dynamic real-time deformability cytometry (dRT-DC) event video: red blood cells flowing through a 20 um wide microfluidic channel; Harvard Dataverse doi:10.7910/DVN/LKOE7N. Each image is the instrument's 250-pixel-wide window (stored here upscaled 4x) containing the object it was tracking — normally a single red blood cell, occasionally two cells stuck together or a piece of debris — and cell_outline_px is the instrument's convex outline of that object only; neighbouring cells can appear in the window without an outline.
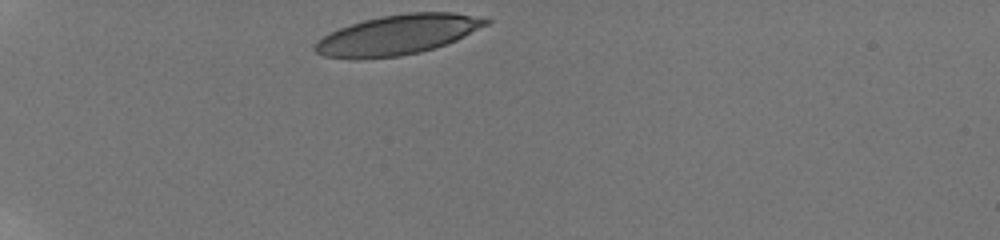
{"species": "human", "species_latin": "Homo sapiens", "temperature_condition": "room temperature", "stored_images_in_passage": 8, "camera_frame_rate_fps": 3000, "um_per_image_px": 0.085, "donor": {"sex": "male"}, "frame": {"image": 1, "passage_image": 1, "time_ms": 0.0, "image_size_px": [1000, 240], "cell_outline_px": [[492, 20], [488, 24], [456, 40], [436, 48], [420, 52], [400, 56], [360, 60], [352, 60], [324, 56], [316, 52], [312, 48], [324, 36], [340, 28], [364, 20], [384, 16], [408, 12], [452, 12], [488, 16]], "centroid_in_image_um": [33.86, 2.96], "position_along_channel_um": 51.1, "area_um2": 40.0}}
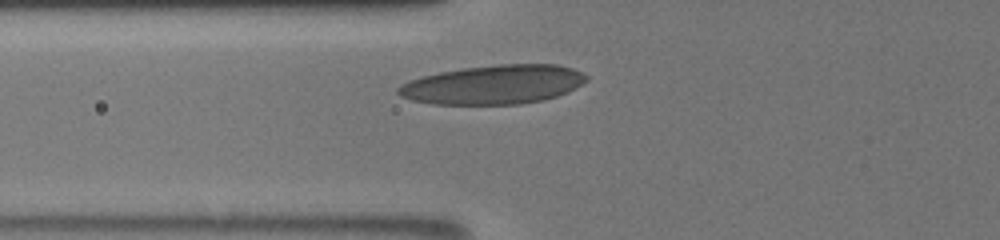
{"frame": {"image": 2, "passage_image": 7, "time_ms": 2.0, "image_size_px": [1000, 240], "cell_outline_px": [[588, 80], [576, 88], [556, 96], [544, 100], [520, 104], [432, 104], [412, 100], [400, 96], [396, 92], [396, 88], [400, 84], [408, 80], [440, 72], [464, 68], [500, 64], [556, 64], [572, 68], [588, 76]], "centroid_in_image_um": [41.93, 7.19], "position_along_channel_um": 83.9, "area_um2": 42.89}}